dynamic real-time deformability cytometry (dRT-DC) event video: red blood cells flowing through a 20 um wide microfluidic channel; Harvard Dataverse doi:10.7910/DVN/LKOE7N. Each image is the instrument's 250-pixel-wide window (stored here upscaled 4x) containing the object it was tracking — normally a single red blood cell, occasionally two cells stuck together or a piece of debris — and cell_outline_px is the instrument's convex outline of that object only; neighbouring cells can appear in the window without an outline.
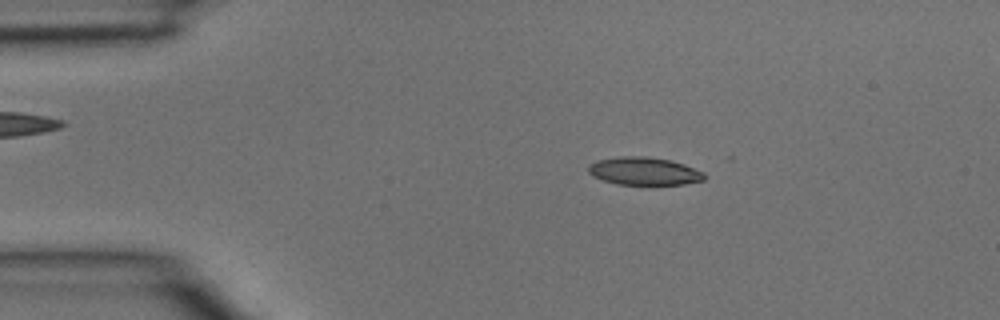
{"species": "common noctule bat (a hibernating species)", "species_latin": "Nyctalus noctula", "temperature_condition": "room temperature", "stored_images_in_passage": 38, "camera_frame_rate_fps": 3000, "um_per_image_px": 0.085, "animal": {"sex": "male", "body_mass_g": 15.6}, "frame": {"image": 1, "passage_image": 6, "time_ms": 1.667, "image_size_px": [1000, 320], "cell_outline_px": [[704, 180], [684, 184], [616, 184], [592, 176], [588, 172], [588, 164], [596, 160], [620, 156], [648, 156], [668, 160], [684, 164], [704, 172]], "centroid_in_image_um": [54.71, 14.53], "position_along_channel_um": 30.3, "area_um2": 18.79}}
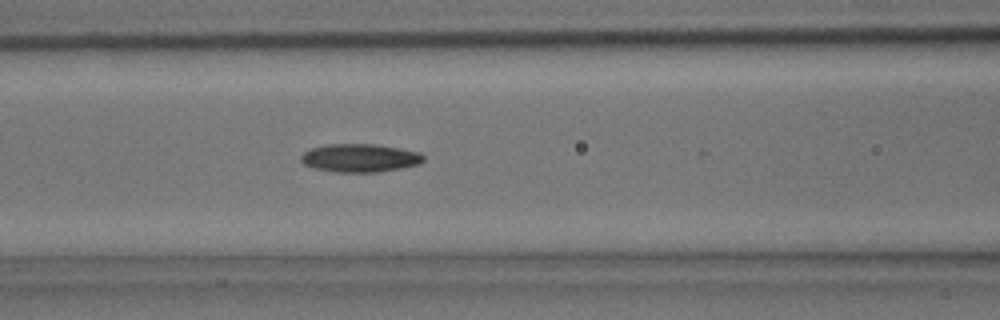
{"frame": {"image": 2, "passage_image": 15, "time_ms": 4.667, "image_size_px": [1000, 320], "cell_outline_px": [[424, 160], [420, 164], [400, 168], [376, 172], [336, 172], [312, 168], [304, 164], [300, 160], [300, 156], [304, 152], [312, 148], [328, 144], [372, 144], [400, 148], [420, 152], [424, 156]], "centroid_in_image_um": [30.58, 13.43], "position_along_channel_um": 136.0, "area_um2": 20.17}}
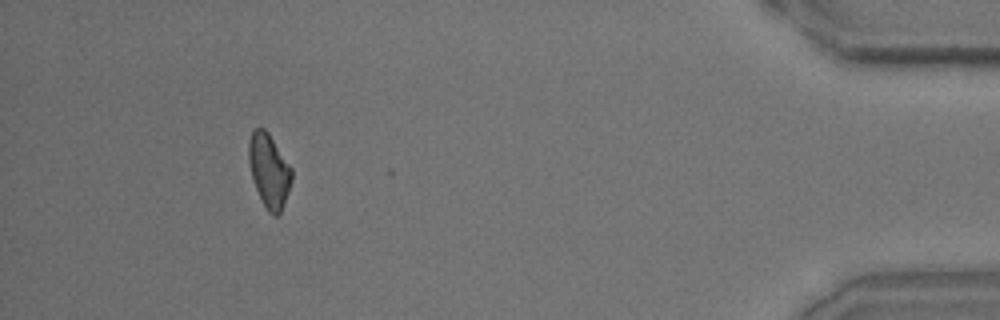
{"frame": {"image": 3, "passage_image": 35, "time_ms": 11.333, "image_size_px": [1000, 320], "cell_outline_px": [[292, 180], [284, 204], [280, 212], [276, 216], [272, 216], [268, 212], [252, 180], [248, 160], [248, 144], [252, 128], [264, 128], [268, 132], [292, 168]], "centroid_in_image_um": [22.86, 14.48], "position_along_channel_um": 412.3, "area_um2": 18.5}}